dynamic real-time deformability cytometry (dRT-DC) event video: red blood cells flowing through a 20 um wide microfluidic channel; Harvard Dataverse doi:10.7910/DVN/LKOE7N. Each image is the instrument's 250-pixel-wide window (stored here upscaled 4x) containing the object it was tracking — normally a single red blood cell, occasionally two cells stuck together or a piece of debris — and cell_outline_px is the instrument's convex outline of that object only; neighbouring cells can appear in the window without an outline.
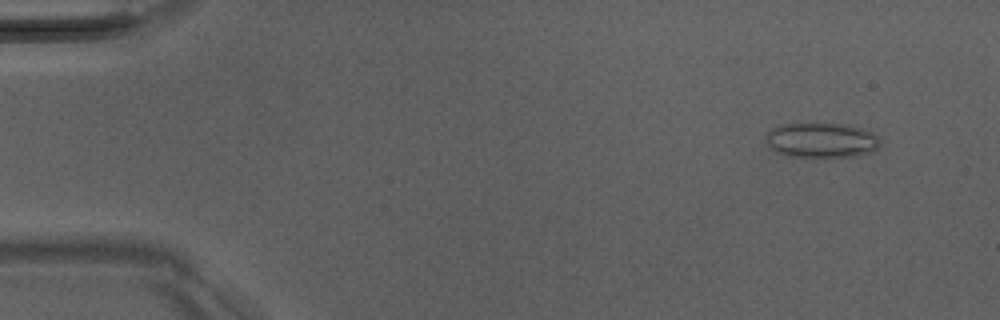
{"species": "Egyptian fruit bat (a non-hibernating species)", "species_latin": "Rousettus aegyptiacus", "temperature_condition": "room temperature", "stored_images_in_passage": 46, "camera_frame_rate_fps": 3000, "um_per_image_px": 0.085, "animal": {"sex": "male"}, "frame": {"image": 1, "passage_image": 4, "time_ms": 1.0, "image_size_px": [1000, 320], "cell_outline_px": [[880, 144], [872, 152], [856, 156], [788, 156], [776, 152], [768, 148], [764, 140], [764, 136], [772, 128], [780, 124], [848, 124], [868, 128], [880, 140]], "centroid_in_image_um": [69.8, 11.9], "position_along_channel_um": 15.2, "area_um2": 23.52}}
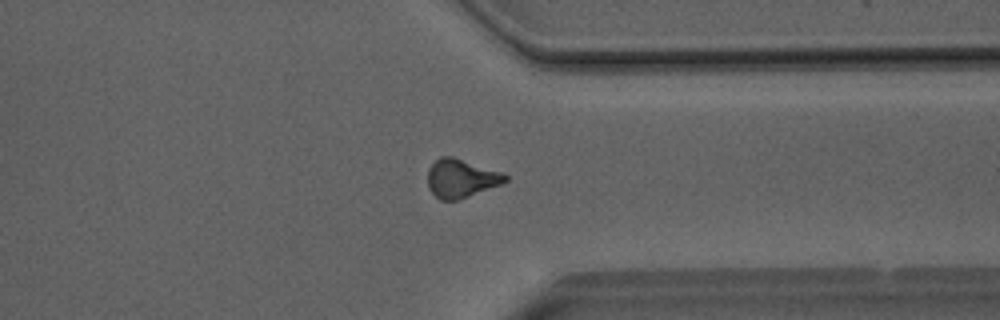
{"frame": {"image": 2, "passage_image": 39, "time_ms": 12.667, "image_size_px": [1000, 320], "cell_outline_px": [[508, 180], [504, 184], [456, 200], [440, 200], [428, 188], [428, 172], [432, 164], [440, 156], [452, 156], [504, 172], [508, 176]], "centroid_in_image_um": [39.24, 15.15], "position_along_channel_um": 372.2, "area_um2": 17.51}}
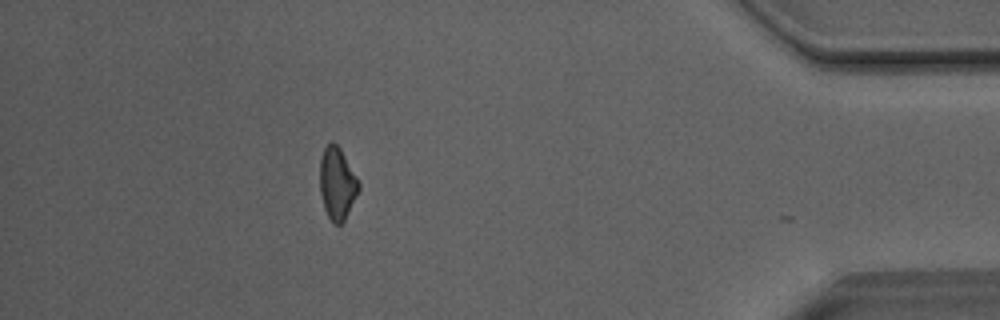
{"frame": {"image": 3, "passage_image": 45, "time_ms": 14.667, "image_size_px": [1000, 320], "cell_outline_px": [[360, 188], [344, 220], [340, 224], [332, 224], [324, 208], [320, 192], [320, 156], [324, 148], [332, 140], [340, 148], [356, 176], [360, 184]], "centroid_in_image_um": [28.64, 15.59], "position_along_channel_um": 406.6, "area_um2": 16.24}, "authors_computed_cell_mechanics": {"area_um2": 17.5712, "velocity_mm_per_s": 4.0664, "shape_relaxation_time_tau1_ms": null, "shape_relaxation_time_tau2_ms": 3.0016, "deformation_change_tau1": null, "deformation_change_tau2": 0.1236}}